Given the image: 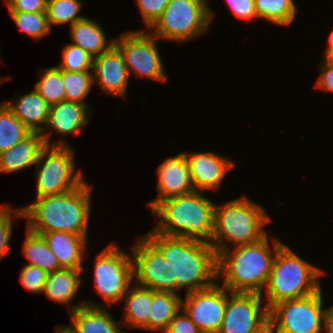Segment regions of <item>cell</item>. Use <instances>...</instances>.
<instances>
[{
	"label": "cell",
	"instance_id": "obj_8",
	"mask_svg": "<svg viewBox=\"0 0 333 333\" xmlns=\"http://www.w3.org/2000/svg\"><path fill=\"white\" fill-rule=\"evenodd\" d=\"M74 159L73 149L69 145H46L41 150L35 166L37 174H34L37 177L36 198L66 193L84 181L81 170L75 172Z\"/></svg>",
	"mask_w": 333,
	"mask_h": 333
},
{
	"label": "cell",
	"instance_id": "obj_12",
	"mask_svg": "<svg viewBox=\"0 0 333 333\" xmlns=\"http://www.w3.org/2000/svg\"><path fill=\"white\" fill-rule=\"evenodd\" d=\"M259 293L230 292L217 333H256L268 323L269 310Z\"/></svg>",
	"mask_w": 333,
	"mask_h": 333
},
{
	"label": "cell",
	"instance_id": "obj_21",
	"mask_svg": "<svg viewBox=\"0 0 333 333\" xmlns=\"http://www.w3.org/2000/svg\"><path fill=\"white\" fill-rule=\"evenodd\" d=\"M45 146V141L39 132H30L12 148L0 153V172H17L36 165Z\"/></svg>",
	"mask_w": 333,
	"mask_h": 333
},
{
	"label": "cell",
	"instance_id": "obj_13",
	"mask_svg": "<svg viewBox=\"0 0 333 333\" xmlns=\"http://www.w3.org/2000/svg\"><path fill=\"white\" fill-rule=\"evenodd\" d=\"M228 289L215 283L192 291L181 300V310L196 324L202 333H217L224 318Z\"/></svg>",
	"mask_w": 333,
	"mask_h": 333
},
{
	"label": "cell",
	"instance_id": "obj_40",
	"mask_svg": "<svg viewBox=\"0 0 333 333\" xmlns=\"http://www.w3.org/2000/svg\"><path fill=\"white\" fill-rule=\"evenodd\" d=\"M231 11L239 19L252 20L257 17L255 0H227Z\"/></svg>",
	"mask_w": 333,
	"mask_h": 333
},
{
	"label": "cell",
	"instance_id": "obj_4",
	"mask_svg": "<svg viewBox=\"0 0 333 333\" xmlns=\"http://www.w3.org/2000/svg\"><path fill=\"white\" fill-rule=\"evenodd\" d=\"M214 207L209 198L196 190L161 200L151 209L160 219L152 230L166 236L210 243L214 230Z\"/></svg>",
	"mask_w": 333,
	"mask_h": 333
},
{
	"label": "cell",
	"instance_id": "obj_38",
	"mask_svg": "<svg viewBox=\"0 0 333 333\" xmlns=\"http://www.w3.org/2000/svg\"><path fill=\"white\" fill-rule=\"evenodd\" d=\"M182 313V314H179ZM164 333H202L196 324L180 310L169 322V325Z\"/></svg>",
	"mask_w": 333,
	"mask_h": 333
},
{
	"label": "cell",
	"instance_id": "obj_24",
	"mask_svg": "<svg viewBox=\"0 0 333 333\" xmlns=\"http://www.w3.org/2000/svg\"><path fill=\"white\" fill-rule=\"evenodd\" d=\"M81 273L83 270L65 268L48 273L42 293L55 302L69 304L82 282Z\"/></svg>",
	"mask_w": 333,
	"mask_h": 333
},
{
	"label": "cell",
	"instance_id": "obj_33",
	"mask_svg": "<svg viewBox=\"0 0 333 333\" xmlns=\"http://www.w3.org/2000/svg\"><path fill=\"white\" fill-rule=\"evenodd\" d=\"M12 20L18 28L24 33L40 40L50 34V24L46 16V12L25 13V12H9Z\"/></svg>",
	"mask_w": 333,
	"mask_h": 333
},
{
	"label": "cell",
	"instance_id": "obj_7",
	"mask_svg": "<svg viewBox=\"0 0 333 333\" xmlns=\"http://www.w3.org/2000/svg\"><path fill=\"white\" fill-rule=\"evenodd\" d=\"M213 16L206 0H171L149 29L158 39L183 42L206 31Z\"/></svg>",
	"mask_w": 333,
	"mask_h": 333
},
{
	"label": "cell",
	"instance_id": "obj_11",
	"mask_svg": "<svg viewBox=\"0 0 333 333\" xmlns=\"http://www.w3.org/2000/svg\"><path fill=\"white\" fill-rule=\"evenodd\" d=\"M157 39L148 31L125 32L119 39H114V44L123 55L129 75L132 72L135 76H145L159 81L167 80Z\"/></svg>",
	"mask_w": 333,
	"mask_h": 333
},
{
	"label": "cell",
	"instance_id": "obj_34",
	"mask_svg": "<svg viewBox=\"0 0 333 333\" xmlns=\"http://www.w3.org/2000/svg\"><path fill=\"white\" fill-rule=\"evenodd\" d=\"M61 70L69 72L92 71L93 57L82 48L68 44L62 51Z\"/></svg>",
	"mask_w": 333,
	"mask_h": 333
},
{
	"label": "cell",
	"instance_id": "obj_28",
	"mask_svg": "<svg viewBox=\"0 0 333 333\" xmlns=\"http://www.w3.org/2000/svg\"><path fill=\"white\" fill-rule=\"evenodd\" d=\"M30 132L4 103L0 105V153L12 148Z\"/></svg>",
	"mask_w": 333,
	"mask_h": 333
},
{
	"label": "cell",
	"instance_id": "obj_9",
	"mask_svg": "<svg viewBox=\"0 0 333 333\" xmlns=\"http://www.w3.org/2000/svg\"><path fill=\"white\" fill-rule=\"evenodd\" d=\"M322 290L299 299L279 302L269 309L268 322L275 333H323Z\"/></svg>",
	"mask_w": 333,
	"mask_h": 333
},
{
	"label": "cell",
	"instance_id": "obj_30",
	"mask_svg": "<svg viewBox=\"0 0 333 333\" xmlns=\"http://www.w3.org/2000/svg\"><path fill=\"white\" fill-rule=\"evenodd\" d=\"M41 79L34 89L51 106L65 100V87L62 79V70L59 67H51L41 72Z\"/></svg>",
	"mask_w": 333,
	"mask_h": 333
},
{
	"label": "cell",
	"instance_id": "obj_17",
	"mask_svg": "<svg viewBox=\"0 0 333 333\" xmlns=\"http://www.w3.org/2000/svg\"><path fill=\"white\" fill-rule=\"evenodd\" d=\"M184 156L189 166L194 189L199 192L219 189L224 177L235 166L230 159L211 151L189 155L184 152Z\"/></svg>",
	"mask_w": 333,
	"mask_h": 333
},
{
	"label": "cell",
	"instance_id": "obj_26",
	"mask_svg": "<svg viewBox=\"0 0 333 333\" xmlns=\"http://www.w3.org/2000/svg\"><path fill=\"white\" fill-rule=\"evenodd\" d=\"M181 297L177 293L153 291L150 314L148 315V330L164 333L169 322L181 310Z\"/></svg>",
	"mask_w": 333,
	"mask_h": 333
},
{
	"label": "cell",
	"instance_id": "obj_18",
	"mask_svg": "<svg viewBox=\"0 0 333 333\" xmlns=\"http://www.w3.org/2000/svg\"><path fill=\"white\" fill-rule=\"evenodd\" d=\"M157 174L159 193L158 198L150 201V209L161 200L195 191L184 152L167 158L157 167Z\"/></svg>",
	"mask_w": 333,
	"mask_h": 333
},
{
	"label": "cell",
	"instance_id": "obj_37",
	"mask_svg": "<svg viewBox=\"0 0 333 333\" xmlns=\"http://www.w3.org/2000/svg\"><path fill=\"white\" fill-rule=\"evenodd\" d=\"M171 0H136L143 21L150 28L161 16Z\"/></svg>",
	"mask_w": 333,
	"mask_h": 333
},
{
	"label": "cell",
	"instance_id": "obj_43",
	"mask_svg": "<svg viewBox=\"0 0 333 333\" xmlns=\"http://www.w3.org/2000/svg\"><path fill=\"white\" fill-rule=\"evenodd\" d=\"M328 47L326 51L324 52V55L322 58L324 59H333V31L331 32L329 39H328Z\"/></svg>",
	"mask_w": 333,
	"mask_h": 333
},
{
	"label": "cell",
	"instance_id": "obj_27",
	"mask_svg": "<svg viewBox=\"0 0 333 333\" xmlns=\"http://www.w3.org/2000/svg\"><path fill=\"white\" fill-rule=\"evenodd\" d=\"M26 239L23 244V255L30 261L27 265H34L47 273L62 269L59 261L48 247L41 235L26 229Z\"/></svg>",
	"mask_w": 333,
	"mask_h": 333
},
{
	"label": "cell",
	"instance_id": "obj_3",
	"mask_svg": "<svg viewBox=\"0 0 333 333\" xmlns=\"http://www.w3.org/2000/svg\"><path fill=\"white\" fill-rule=\"evenodd\" d=\"M274 254L268 235L262 240L228 248L217 255V275L224 277L223 287L230 292L259 293L266 286L276 252L284 245L273 239Z\"/></svg>",
	"mask_w": 333,
	"mask_h": 333
},
{
	"label": "cell",
	"instance_id": "obj_5",
	"mask_svg": "<svg viewBox=\"0 0 333 333\" xmlns=\"http://www.w3.org/2000/svg\"><path fill=\"white\" fill-rule=\"evenodd\" d=\"M270 220L263 207L246 197L215 205L210 244L218 255L229 248L223 239L235 246L256 243L267 236L264 226Z\"/></svg>",
	"mask_w": 333,
	"mask_h": 333
},
{
	"label": "cell",
	"instance_id": "obj_2",
	"mask_svg": "<svg viewBox=\"0 0 333 333\" xmlns=\"http://www.w3.org/2000/svg\"><path fill=\"white\" fill-rule=\"evenodd\" d=\"M91 192V186L83 181L66 193L36 198L22 208L23 218L29 220L26 229L37 235L63 231L87 237Z\"/></svg>",
	"mask_w": 333,
	"mask_h": 333
},
{
	"label": "cell",
	"instance_id": "obj_35",
	"mask_svg": "<svg viewBox=\"0 0 333 333\" xmlns=\"http://www.w3.org/2000/svg\"><path fill=\"white\" fill-rule=\"evenodd\" d=\"M9 205L0 207V259L4 257L9 249V241L12 231V214L15 217H24L22 208H18L12 213Z\"/></svg>",
	"mask_w": 333,
	"mask_h": 333
},
{
	"label": "cell",
	"instance_id": "obj_22",
	"mask_svg": "<svg viewBox=\"0 0 333 333\" xmlns=\"http://www.w3.org/2000/svg\"><path fill=\"white\" fill-rule=\"evenodd\" d=\"M14 102L3 103L31 132L40 133L47 124L50 112V105L45 99L33 89L30 93L19 96Z\"/></svg>",
	"mask_w": 333,
	"mask_h": 333
},
{
	"label": "cell",
	"instance_id": "obj_45",
	"mask_svg": "<svg viewBox=\"0 0 333 333\" xmlns=\"http://www.w3.org/2000/svg\"><path fill=\"white\" fill-rule=\"evenodd\" d=\"M256 333H274L272 325L268 322L262 329Z\"/></svg>",
	"mask_w": 333,
	"mask_h": 333
},
{
	"label": "cell",
	"instance_id": "obj_6",
	"mask_svg": "<svg viewBox=\"0 0 333 333\" xmlns=\"http://www.w3.org/2000/svg\"><path fill=\"white\" fill-rule=\"evenodd\" d=\"M320 270L295 254L287 245L277 252L265 286L268 310L275 304L309 296L321 289Z\"/></svg>",
	"mask_w": 333,
	"mask_h": 333
},
{
	"label": "cell",
	"instance_id": "obj_16",
	"mask_svg": "<svg viewBox=\"0 0 333 333\" xmlns=\"http://www.w3.org/2000/svg\"><path fill=\"white\" fill-rule=\"evenodd\" d=\"M87 108H89L87 104L67 100L51 105L46 127L40 132L45 144L48 146H68L63 140L51 143V134L53 131L62 135L80 134L83 126L89 122ZM49 129L52 131L51 133L47 132Z\"/></svg>",
	"mask_w": 333,
	"mask_h": 333
},
{
	"label": "cell",
	"instance_id": "obj_15",
	"mask_svg": "<svg viewBox=\"0 0 333 333\" xmlns=\"http://www.w3.org/2000/svg\"><path fill=\"white\" fill-rule=\"evenodd\" d=\"M92 75L93 83L98 81L102 92L125 96L130 75L123 55L115 44L93 58Z\"/></svg>",
	"mask_w": 333,
	"mask_h": 333
},
{
	"label": "cell",
	"instance_id": "obj_39",
	"mask_svg": "<svg viewBox=\"0 0 333 333\" xmlns=\"http://www.w3.org/2000/svg\"><path fill=\"white\" fill-rule=\"evenodd\" d=\"M47 1L48 0H11L7 4V7L9 12H46Z\"/></svg>",
	"mask_w": 333,
	"mask_h": 333
},
{
	"label": "cell",
	"instance_id": "obj_19",
	"mask_svg": "<svg viewBox=\"0 0 333 333\" xmlns=\"http://www.w3.org/2000/svg\"><path fill=\"white\" fill-rule=\"evenodd\" d=\"M71 308L68 313L76 333H124L103 304L83 300Z\"/></svg>",
	"mask_w": 333,
	"mask_h": 333
},
{
	"label": "cell",
	"instance_id": "obj_31",
	"mask_svg": "<svg viewBox=\"0 0 333 333\" xmlns=\"http://www.w3.org/2000/svg\"><path fill=\"white\" fill-rule=\"evenodd\" d=\"M65 100L87 104L84 100L93 87L92 71L69 72L62 70Z\"/></svg>",
	"mask_w": 333,
	"mask_h": 333
},
{
	"label": "cell",
	"instance_id": "obj_1",
	"mask_svg": "<svg viewBox=\"0 0 333 333\" xmlns=\"http://www.w3.org/2000/svg\"><path fill=\"white\" fill-rule=\"evenodd\" d=\"M170 265L172 293L186 288V294L215 284L217 253L210 243L171 237L153 230L145 235Z\"/></svg>",
	"mask_w": 333,
	"mask_h": 333
},
{
	"label": "cell",
	"instance_id": "obj_41",
	"mask_svg": "<svg viewBox=\"0 0 333 333\" xmlns=\"http://www.w3.org/2000/svg\"><path fill=\"white\" fill-rule=\"evenodd\" d=\"M323 59V63L320 69L322 73L317 81L318 88L323 91L333 92V59Z\"/></svg>",
	"mask_w": 333,
	"mask_h": 333
},
{
	"label": "cell",
	"instance_id": "obj_14",
	"mask_svg": "<svg viewBox=\"0 0 333 333\" xmlns=\"http://www.w3.org/2000/svg\"><path fill=\"white\" fill-rule=\"evenodd\" d=\"M131 250L135 283L153 291L172 292L170 265L161 251L146 236Z\"/></svg>",
	"mask_w": 333,
	"mask_h": 333
},
{
	"label": "cell",
	"instance_id": "obj_10",
	"mask_svg": "<svg viewBox=\"0 0 333 333\" xmlns=\"http://www.w3.org/2000/svg\"><path fill=\"white\" fill-rule=\"evenodd\" d=\"M94 287L109 306L123 301L134 279L133 261L115 244H109L96 256Z\"/></svg>",
	"mask_w": 333,
	"mask_h": 333
},
{
	"label": "cell",
	"instance_id": "obj_23",
	"mask_svg": "<svg viewBox=\"0 0 333 333\" xmlns=\"http://www.w3.org/2000/svg\"><path fill=\"white\" fill-rule=\"evenodd\" d=\"M103 31L99 23L85 17L70 26L72 44L82 48L95 58L114 44V39L107 42Z\"/></svg>",
	"mask_w": 333,
	"mask_h": 333
},
{
	"label": "cell",
	"instance_id": "obj_44",
	"mask_svg": "<svg viewBox=\"0 0 333 333\" xmlns=\"http://www.w3.org/2000/svg\"><path fill=\"white\" fill-rule=\"evenodd\" d=\"M60 327L56 330V333H76L74 327L71 326H57Z\"/></svg>",
	"mask_w": 333,
	"mask_h": 333
},
{
	"label": "cell",
	"instance_id": "obj_20",
	"mask_svg": "<svg viewBox=\"0 0 333 333\" xmlns=\"http://www.w3.org/2000/svg\"><path fill=\"white\" fill-rule=\"evenodd\" d=\"M41 236L58 259L61 268L84 269L82 261L84 251L87 249V237L63 231L42 233Z\"/></svg>",
	"mask_w": 333,
	"mask_h": 333
},
{
	"label": "cell",
	"instance_id": "obj_29",
	"mask_svg": "<svg viewBox=\"0 0 333 333\" xmlns=\"http://www.w3.org/2000/svg\"><path fill=\"white\" fill-rule=\"evenodd\" d=\"M255 9L258 18L284 26L292 23L297 10L293 0H255Z\"/></svg>",
	"mask_w": 333,
	"mask_h": 333
},
{
	"label": "cell",
	"instance_id": "obj_25",
	"mask_svg": "<svg viewBox=\"0 0 333 333\" xmlns=\"http://www.w3.org/2000/svg\"><path fill=\"white\" fill-rule=\"evenodd\" d=\"M126 297L124 310V322L130 327H138L148 330V315L152 303V290L140 285L129 288L124 295Z\"/></svg>",
	"mask_w": 333,
	"mask_h": 333
},
{
	"label": "cell",
	"instance_id": "obj_36",
	"mask_svg": "<svg viewBox=\"0 0 333 333\" xmlns=\"http://www.w3.org/2000/svg\"><path fill=\"white\" fill-rule=\"evenodd\" d=\"M48 273L34 265H25L20 272V283L27 291L42 293Z\"/></svg>",
	"mask_w": 333,
	"mask_h": 333
},
{
	"label": "cell",
	"instance_id": "obj_32",
	"mask_svg": "<svg viewBox=\"0 0 333 333\" xmlns=\"http://www.w3.org/2000/svg\"><path fill=\"white\" fill-rule=\"evenodd\" d=\"M81 7L80 0H48L46 16L50 27L66 23L71 26L75 22L84 19L85 16L78 15Z\"/></svg>",
	"mask_w": 333,
	"mask_h": 333
},
{
	"label": "cell",
	"instance_id": "obj_42",
	"mask_svg": "<svg viewBox=\"0 0 333 333\" xmlns=\"http://www.w3.org/2000/svg\"><path fill=\"white\" fill-rule=\"evenodd\" d=\"M324 324L326 333H333V306L325 310Z\"/></svg>",
	"mask_w": 333,
	"mask_h": 333
},
{
	"label": "cell",
	"instance_id": "obj_46",
	"mask_svg": "<svg viewBox=\"0 0 333 333\" xmlns=\"http://www.w3.org/2000/svg\"><path fill=\"white\" fill-rule=\"evenodd\" d=\"M6 79H8V80H9V78H7V77H5L4 79H3V78H1V79H0V85H1V83H2L3 81H6Z\"/></svg>",
	"mask_w": 333,
	"mask_h": 333
}]
</instances>
